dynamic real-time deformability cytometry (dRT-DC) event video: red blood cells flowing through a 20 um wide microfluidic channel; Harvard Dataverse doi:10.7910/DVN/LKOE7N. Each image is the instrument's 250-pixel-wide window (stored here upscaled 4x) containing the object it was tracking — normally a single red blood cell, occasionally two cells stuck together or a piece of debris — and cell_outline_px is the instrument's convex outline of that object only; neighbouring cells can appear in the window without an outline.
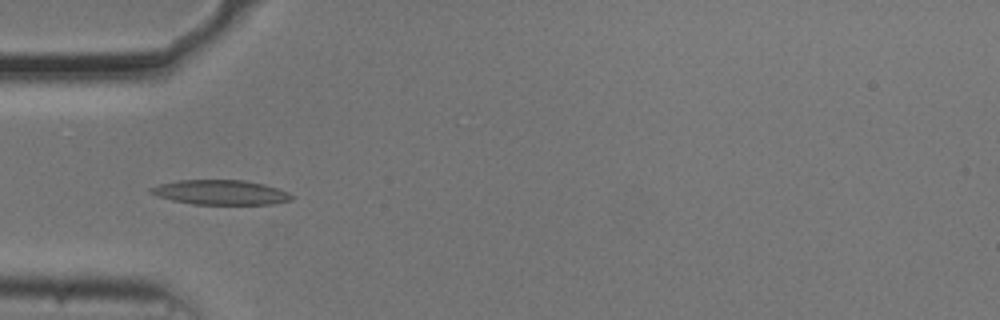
{"species": "common noctule bat (a hibernating species)", "species_latin": "Nyctalus noctula", "temperature_condition": "cold", "stored_images_in_passage": 39, "camera_frame_rate_fps": 3000, "um_per_image_px": 0.085, "animal": {"sex": "male", "body_mass_g": 20.5, "forearm_length_mm": 52.5}, "frame": {"image": 1, "passage_image": 2, "time_ms": 0.333, "image_size_px": [1000, 320], "cell_outline_px": [[292, 200], [272, 204], [192, 204], [172, 200], [148, 192], [148, 188], [160, 184], [180, 180], [244, 180], [264, 184], [288, 192], [292, 196]], "centroid_in_image_um": [18.74, 16.35], "position_along_channel_um": 66.3, "area_um2": 20.11}}
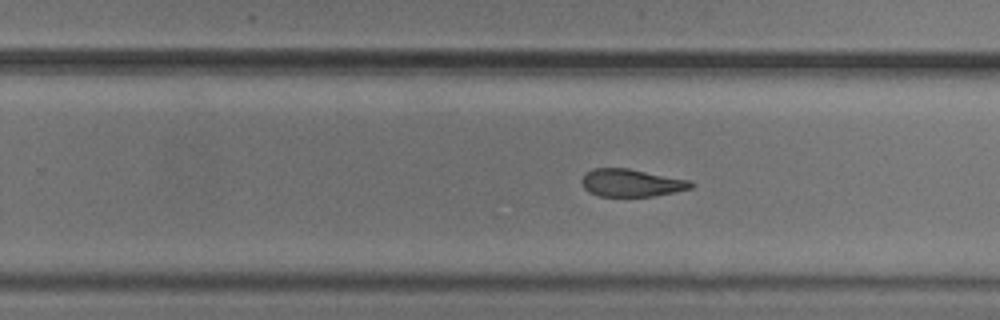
{"frame": {"image": 2, "passage_image": 19, "time_ms": 6.0, "image_size_px": [1000, 320], "cell_outline_px": [[696, 184], [692, 188], [652, 196], [600, 196], [588, 192], [584, 188], [580, 180], [592, 168], [628, 168], [688, 180]], "centroid_in_image_um": [53.64, 15.54], "position_along_channel_um": 276.2, "area_um2": 17.4}}
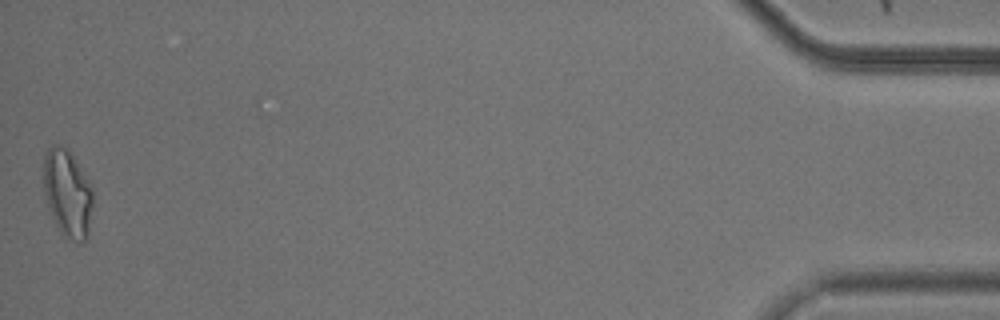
{"frame": {"image": 3, "passage_image": 39, "time_ms": 12.667, "image_size_px": [1000, 320], "cell_outline_px": [[92, 204], [88, 236], [84, 244], [80, 244], [72, 240], [60, 232], [52, 216], [44, 192], [44, 156], [48, 148], [52, 144], [60, 144], [68, 148], [88, 180], [92, 188]], "centroid_in_image_um": [5.75, 16.43], "position_along_channel_um": 429.5, "area_um2": 25.14}, "authors_computed_cell_mechanics": {"area_um2": 18.9006, "velocity_mm_per_s": 3.7009, "shape_relaxation_time_tau1_ms": 6.066, "shape_relaxation_time_tau2_ms": 5.3457, "deformation_change_tau1": 0.1779, "deformation_change_tau2": 0.1286}}